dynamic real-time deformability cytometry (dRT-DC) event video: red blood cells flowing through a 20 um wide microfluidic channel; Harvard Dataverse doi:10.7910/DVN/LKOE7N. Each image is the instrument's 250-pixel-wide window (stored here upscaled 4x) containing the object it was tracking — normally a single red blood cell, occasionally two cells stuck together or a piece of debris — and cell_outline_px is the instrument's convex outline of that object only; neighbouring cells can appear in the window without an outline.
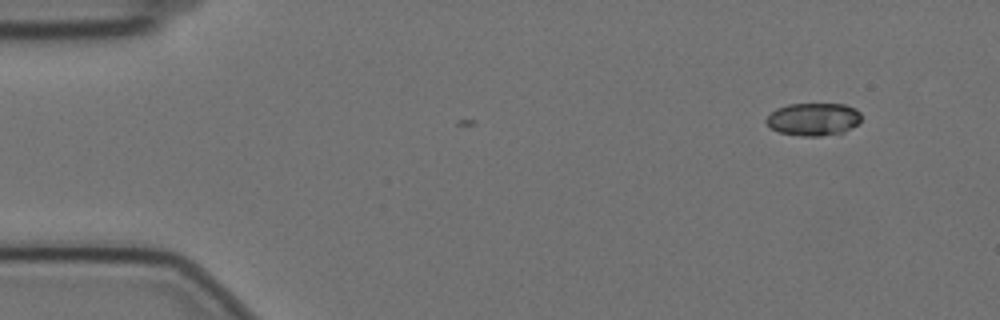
{"species": "Egyptian fruit bat (a non-hibernating species)", "species_latin": "Rousettus aegyptiacus", "temperature_condition": "cold", "stored_images_in_passage": 2, "camera_frame_rate_fps": 3000, "um_per_image_px": 0.085, "animal": {"sex": "female"}, "frame": {"image": 1, "passage_image": 2, "time_ms": 0.333, "image_size_px": [1000, 320], "cell_outline_px": [[860, 120], [856, 124], [844, 132], [820, 136], [804, 136], [780, 132], [772, 128], [764, 120], [776, 108], [788, 104], [844, 104], [856, 108], [860, 112]], "centroid_in_image_um": [69.14, 10.12], "position_along_channel_um": 15.9, "area_um2": 17.98}}